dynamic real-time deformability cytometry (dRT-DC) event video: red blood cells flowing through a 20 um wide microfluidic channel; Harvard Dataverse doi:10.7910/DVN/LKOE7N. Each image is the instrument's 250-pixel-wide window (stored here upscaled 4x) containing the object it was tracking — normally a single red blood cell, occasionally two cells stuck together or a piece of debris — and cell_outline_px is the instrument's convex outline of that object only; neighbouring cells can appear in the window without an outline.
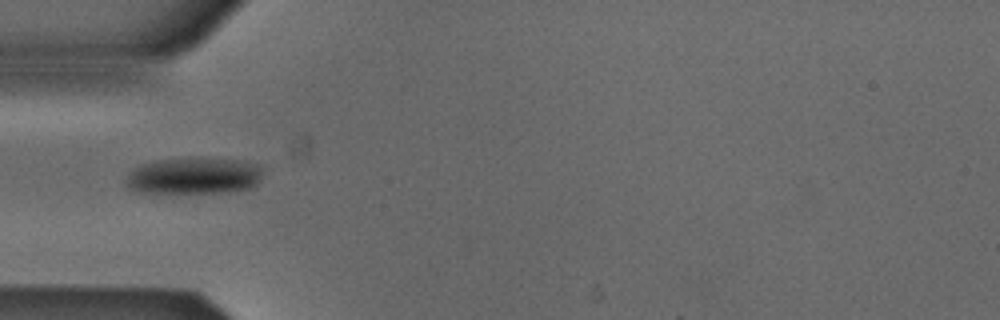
{"species": "Egyptian fruit bat (a non-hibernating species)", "species_latin": "Rousettus aegyptiacus", "temperature_condition": "cold", "stored_images_in_passage": 34, "camera_frame_rate_fps": 3000, "um_per_image_px": 0.085, "animal": {"sex": "male"}, "frame": {"image": 1, "passage_image": 1, "time_ms": 0.0, "image_size_px": [1000, 320], "cell_outline_px": [[260, 180], [252, 188], [228, 192], [168, 196], [140, 192], [132, 188], [128, 184], [128, 176], [136, 168], [144, 164], [156, 160], [188, 156], [236, 160], [256, 164], [260, 168]], "centroid_in_image_um": [16.47, 14.98], "position_along_channel_um": 68.5, "area_um2": 30.17}}
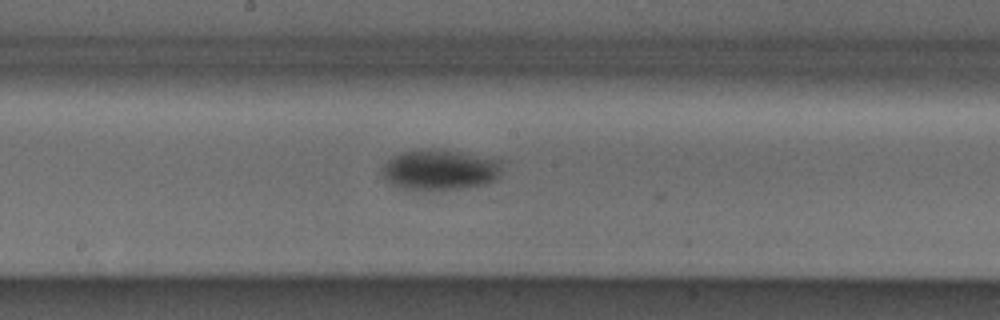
{"frame": {"image": 2, "passage_image": 12, "time_ms": 3.667, "image_size_px": [1000, 320], "cell_outline_px": [[500, 176], [484, 184], [464, 188], [396, 188], [388, 184], [380, 172], [380, 168], [392, 156], [400, 152], [420, 148], [440, 148], [500, 160]], "centroid_in_image_um": [37.3, 14.39], "position_along_channel_um": 210.9, "area_um2": 28.32}}
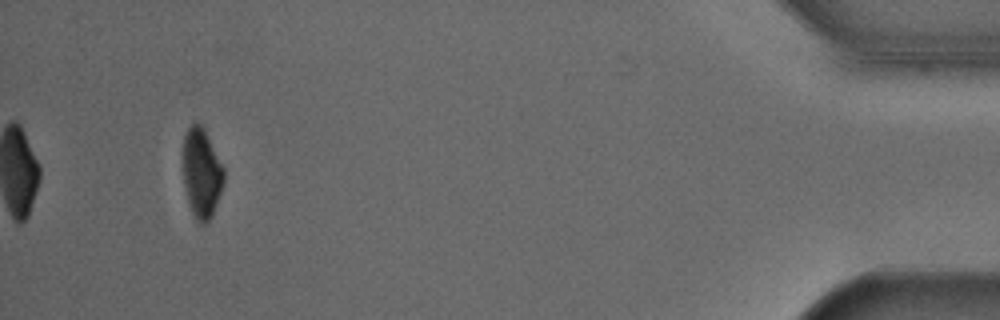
{"frame": {"image": 3, "passage_image": 34, "time_ms": 11.0, "image_size_px": [1000, 320], "cell_outline_px": [[224, 184], [212, 216], [204, 224], [200, 224], [196, 220], [188, 204], [184, 184], [180, 152], [184, 136], [188, 128], [192, 124], [200, 124], [204, 128], [224, 168]], "centroid_in_image_um": [17.1, 14.7], "position_along_channel_um": 418.1, "area_um2": 21.85}, "authors_computed_cell_mechanics": {"area_um2": 27.5128, "velocity_mm_per_s": 3.8878, "shape_relaxation_time_tau1_ms": 4.9732, "shape_relaxation_time_tau2_ms": null, "deformation_change_tau1": 0.1074, "deformation_change_tau2": null}}